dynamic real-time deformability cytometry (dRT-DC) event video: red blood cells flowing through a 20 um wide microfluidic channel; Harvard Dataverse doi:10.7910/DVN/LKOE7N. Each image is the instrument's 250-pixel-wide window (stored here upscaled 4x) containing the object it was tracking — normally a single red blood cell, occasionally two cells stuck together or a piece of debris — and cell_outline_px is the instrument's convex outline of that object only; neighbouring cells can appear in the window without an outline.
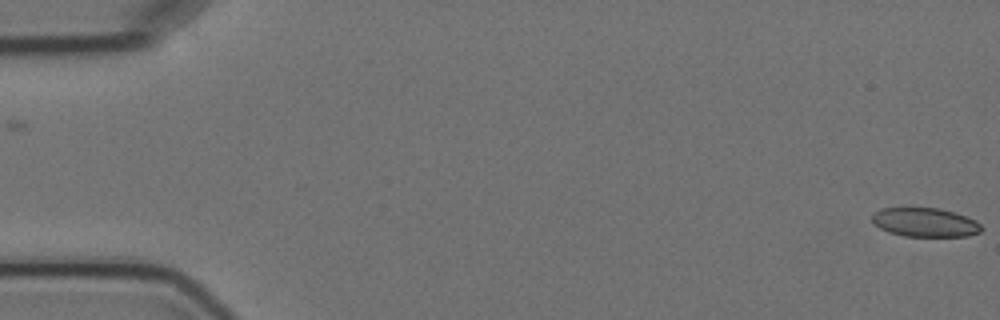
{"species": "Egyptian fruit bat (a non-hibernating species)", "species_latin": "Rousettus aegyptiacus", "temperature_condition": "cold", "stored_images_in_passage": 2, "camera_frame_rate_fps": 3000, "um_per_image_px": 0.085, "animal": {"sex": "female"}, "frame": {"image": 1, "passage_image": 2, "time_ms": 1.0, "image_size_px": [1000, 320], "cell_outline_px": [[984, 228], [980, 232], [968, 236], [904, 236], [888, 232], [880, 228], [872, 220], [872, 212], [880, 208], [940, 208], [976, 220]], "centroid_in_image_um": [78.62, 18.9], "position_along_channel_um": 6.4, "area_um2": 18.44}}